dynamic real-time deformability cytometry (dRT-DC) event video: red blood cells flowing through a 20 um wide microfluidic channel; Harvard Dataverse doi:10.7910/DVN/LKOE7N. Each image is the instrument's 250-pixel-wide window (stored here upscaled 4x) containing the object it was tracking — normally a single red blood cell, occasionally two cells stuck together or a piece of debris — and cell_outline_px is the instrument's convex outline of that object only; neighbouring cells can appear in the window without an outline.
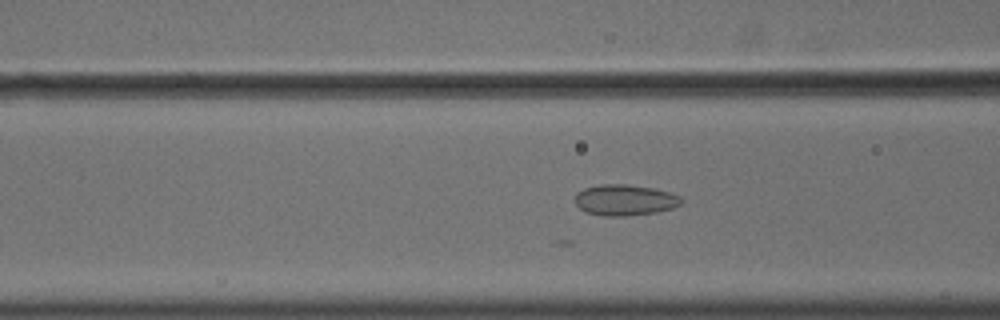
{"species": "common noctule bat (a hibernating species)", "species_latin": "Nyctalus noctula", "temperature_condition": "cold", "stored_images_in_passage": 52, "camera_frame_rate_fps": 3000, "um_per_image_px": 0.085, "animal": {"sex": "male", "body_mass_g": 18.8}, "frame": {"image": 1, "passage_image": 19, "time_ms": 6.0, "image_size_px": [1000, 320], "cell_outline_px": [[684, 200], [680, 204], [672, 208], [656, 212], [624, 216], [604, 216], [584, 212], [576, 204], [576, 192], [584, 188], [600, 184], [628, 184], [652, 188], [668, 192], [680, 196]], "centroid_in_image_um": [53.09, 17.0], "position_along_channel_um": 113.5, "area_um2": 19.19}}
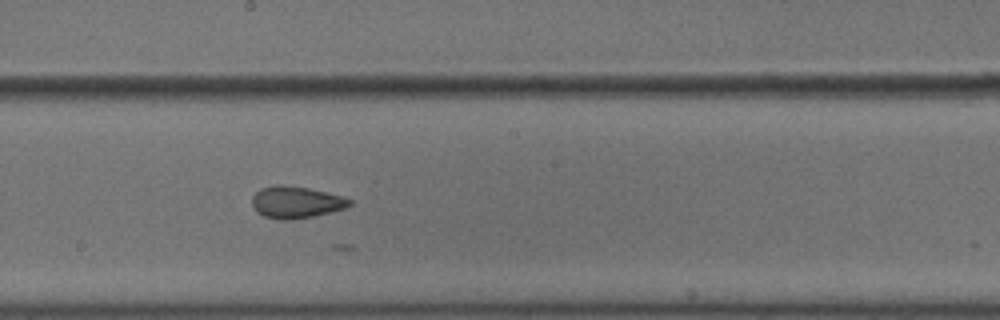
{"frame": {"image": 2, "passage_image": 28, "time_ms": 9.0, "image_size_px": [1000, 320], "cell_outline_px": [[352, 204], [348, 208], [332, 212], [292, 220], [280, 220], [264, 216], [256, 212], [252, 204], [252, 196], [260, 188], [272, 184], [276, 184], [308, 188], [340, 196], [352, 200]], "centroid_in_image_um": [25.14, 17.19], "position_along_channel_um": 223.1, "area_um2": 18.21}}
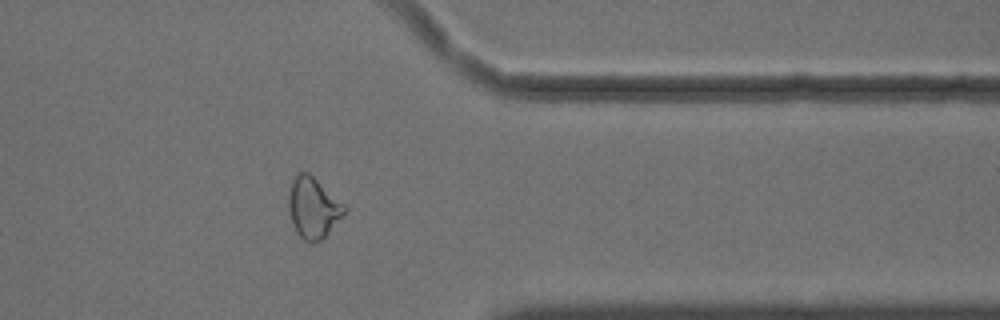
{"frame": {"image": 3, "passage_image": 42, "time_ms": 13.667, "image_size_px": [1000, 320], "cell_outline_px": [[348, 208], [344, 216], [324, 240], [312, 244], [308, 244], [296, 232], [292, 224], [288, 212], [288, 196], [292, 180], [300, 172], [308, 172], [344, 204]], "centroid_in_image_um": [26.63, 17.73], "position_along_channel_um": 384.8, "area_um2": 20.23}, "authors_computed_cell_mechanics": {"area_um2": 20.0566, "velocity_mm_per_s": 3.6502, "shape_relaxation_time_tau1_ms": null, "shape_relaxation_time_tau2_ms": 1.4579, "deformation_change_tau1": null, "deformation_change_tau2": 0.0746}}